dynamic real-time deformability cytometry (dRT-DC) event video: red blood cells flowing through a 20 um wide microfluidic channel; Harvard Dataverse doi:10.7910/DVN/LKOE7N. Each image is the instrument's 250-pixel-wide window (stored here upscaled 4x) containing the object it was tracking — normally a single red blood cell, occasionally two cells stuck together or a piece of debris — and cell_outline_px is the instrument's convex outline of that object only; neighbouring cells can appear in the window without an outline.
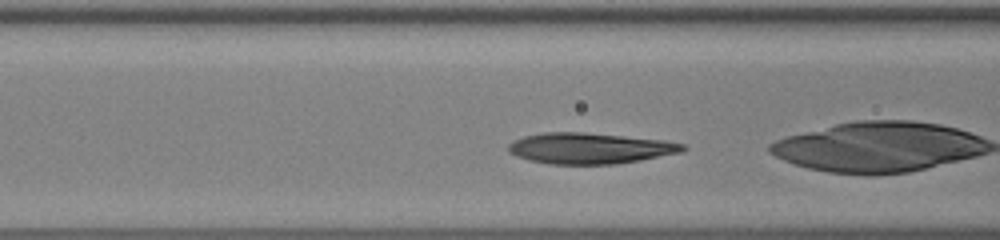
{"species": "human", "species_latin": "Homo sapiens", "temperature_condition": "warm", "stored_images_in_passage": 6, "camera_frame_rate_fps": 3000, "um_per_image_px": 0.085, "donor": {"sex": "male"}, "frame": {"image": 1, "passage_image": 5, "time_ms": 1.333, "image_size_px": [1000, 240], "cell_outline_px": [[688, 148], [680, 152], [640, 160], [616, 164], [548, 164], [528, 160], [516, 156], [508, 152], [508, 144], [512, 140], [524, 136], [544, 132], [584, 132], [664, 140], [684, 144]], "centroid_in_image_um": [50.09, 12.6], "position_along_channel_um": 116.5, "area_um2": 31.5}}